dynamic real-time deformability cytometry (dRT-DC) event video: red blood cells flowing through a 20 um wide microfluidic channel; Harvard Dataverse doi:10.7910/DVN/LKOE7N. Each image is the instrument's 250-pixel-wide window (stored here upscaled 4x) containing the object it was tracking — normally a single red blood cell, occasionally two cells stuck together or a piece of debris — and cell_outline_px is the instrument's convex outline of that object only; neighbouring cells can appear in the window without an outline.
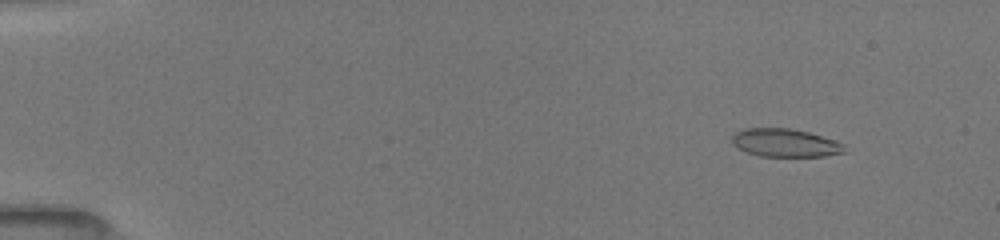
{"species": "common noctule bat (a hibernating species)", "species_latin": "Nyctalus noctula", "temperature_condition": "room temperature", "stored_images_in_passage": 77, "camera_frame_rate_fps": 3000, "um_per_image_px": 0.085, "animal": {"sex": "female", "body_mass_g": 19.5, "forearm_length_mm": 54.1}, "frame": {"image": 1, "passage_image": 5, "time_ms": 1.667, "image_size_px": [1000, 240], "cell_outline_px": [[848, 152], [824, 156], [760, 156], [748, 152], [732, 144], [732, 136], [736, 132], [744, 128], [788, 128], [808, 132], [844, 144]], "centroid_in_image_um": [66.75, 12.14], "position_along_channel_um": 18.3, "area_um2": 18.26}}
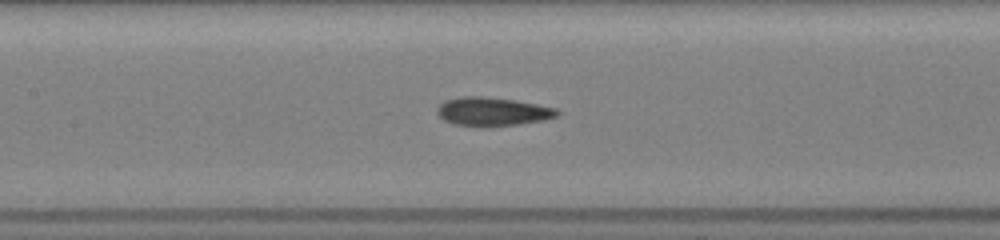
{"frame": {"image": 2, "passage_image": 33, "time_ms": 8.333, "image_size_px": [1000, 240], "cell_outline_px": [[560, 112], [556, 116], [544, 120], [516, 124], [484, 128], [480, 128], [452, 124], [444, 120], [436, 112], [436, 108], [444, 100], [460, 96], [484, 96], [516, 100], [556, 108]], "centroid_in_image_um": [41.81, 9.49], "position_along_channel_um": 165.6, "area_um2": 20.4}}
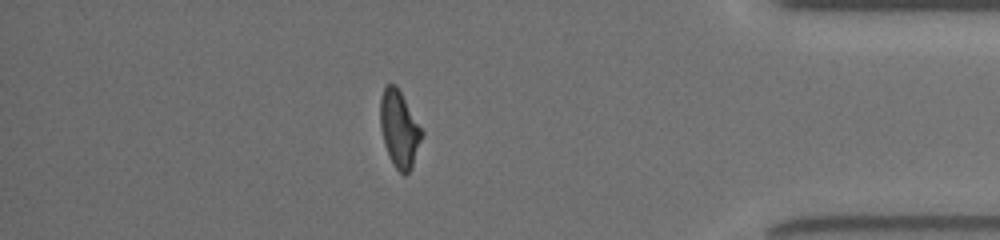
{"frame": {"image": 3, "passage_image": 66, "time_ms": 15.0, "image_size_px": [1000, 240], "cell_outline_px": [[424, 136], [412, 168], [404, 176], [396, 168], [384, 144], [380, 128], [380, 96], [384, 88], [388, 84], [396, 84], [424, 132]], "centroid_in_image_um": [33.96, 10.96], "position_along_channel_um": 401.2, "area_um2": 18.67}, "authors_computed_cell_mechanics": {"area_um2": 19.1318, "velocity_mm_per_s": 3.9936, "shape_relaxation_time_tau1_ms": null, "shape_relaxation_time_tau2_ms": 2.1316, "deformation_change_tau1": null, "deformation_change_tau2": 0.0949}}